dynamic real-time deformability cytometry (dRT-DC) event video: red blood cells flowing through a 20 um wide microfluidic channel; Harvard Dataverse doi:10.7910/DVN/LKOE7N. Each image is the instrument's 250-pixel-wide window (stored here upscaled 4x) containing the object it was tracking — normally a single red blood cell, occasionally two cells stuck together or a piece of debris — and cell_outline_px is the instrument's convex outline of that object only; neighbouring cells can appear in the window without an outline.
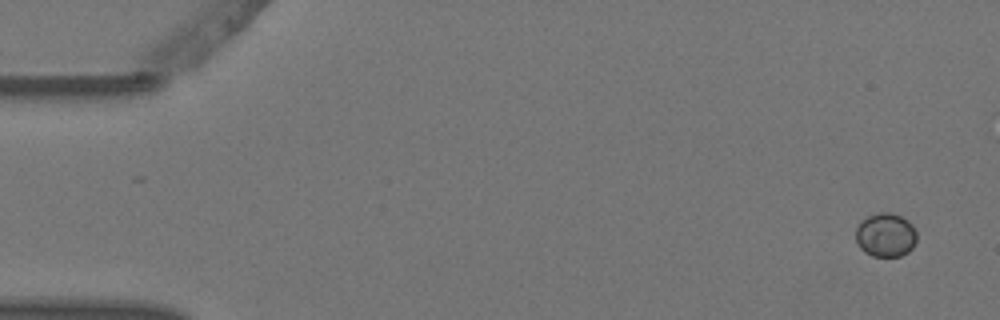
{"species": "Egyptian fruit bat (a non-hibernating species)", "species_latin": "Rousettus aegyptiacus", "temperature_condition": "warm", "stored_images_in_passage": 4, "camera_frame_rate_fps": 3000, "um_per_image_px": 0.085, "animal": {"sex": "female"}, "frame": {"image": 1, "passage_image": 1, "time_ms": 0.0, "image_size_px": [1000, 320], "cell_outline_px": [[916, 240], [912, 248], [908, 252], [900, 256], [872, 256], [864, 252], [860, 248], [856, 240], [856, 228], [860, 220], [876, 212], [888, 212], [900, 216], [908, 220], [912, 224], [916, 232]], "centroid_in_image_um": [75.26, 19.96], "position_along_channel_um": 9.7, "area_um2": 15.72}}
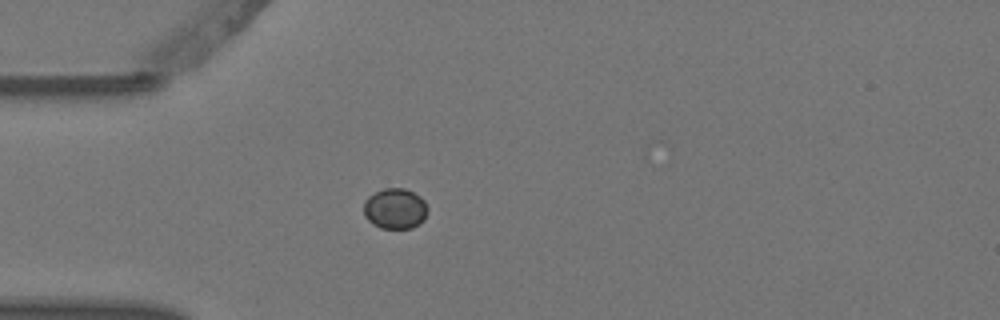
{"frame": {"image": 2, "passage_image": 4, "time_ms": 1.0, "image_size_px": [1000, 320], "cell_outline_px": [[428, 212], [424, 220], [412, 228], [380, 228], [372, 224], [364, 216], [364, 200], [368, 196], [384, 188], [404, 188], [420, 196], [424, 200], [428, 208]], "centroid_in_image_um": [33.58, 17.74], "position_along_channel_um": 51.4, "area_um2": 15.26}}